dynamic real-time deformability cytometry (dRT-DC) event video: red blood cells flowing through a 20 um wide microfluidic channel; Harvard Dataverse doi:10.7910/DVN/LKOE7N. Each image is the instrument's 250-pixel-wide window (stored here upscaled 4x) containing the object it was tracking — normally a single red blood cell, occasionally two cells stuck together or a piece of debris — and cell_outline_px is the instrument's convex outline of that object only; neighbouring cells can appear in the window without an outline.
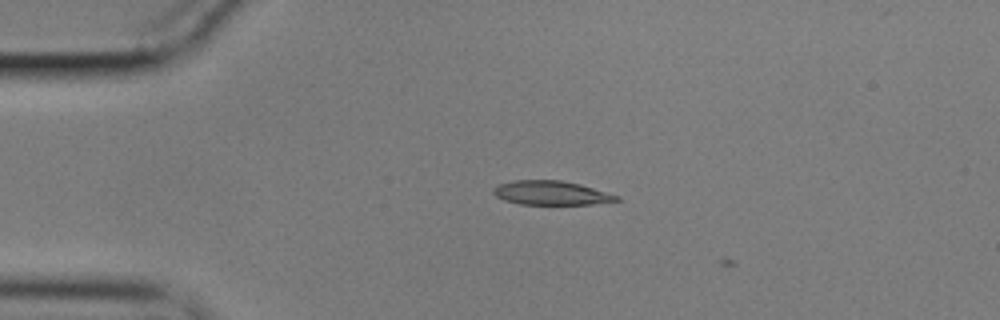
{"species": "common noctule bat (a hibernating species)", "species_latin": "Nyctalus noctula", "temperature_condition": "cold", "stored_images_in_passage": 2, "camera_frame_rate_fps": 3000, "um_per_image_px": 0.085, "animal": {"sex": "male", "body_mass_g": 17.9}, "frame": {"image": 1, "passage_image": 1, "time_ms": 0.0, "image_size_px": [1000, 320], "cell_outline_px": [[620, 200], [592, 204], [520, 204], [504, 200], [496, 196], [492, 192], [492, 188], [496, 184], [512, 180], [560, 180], [580, 184], [620, 196]], "centroid_in_image_um": [46.8, 16.39], "position_along_channel_um": 38.2, "area_um2": 17.34}}